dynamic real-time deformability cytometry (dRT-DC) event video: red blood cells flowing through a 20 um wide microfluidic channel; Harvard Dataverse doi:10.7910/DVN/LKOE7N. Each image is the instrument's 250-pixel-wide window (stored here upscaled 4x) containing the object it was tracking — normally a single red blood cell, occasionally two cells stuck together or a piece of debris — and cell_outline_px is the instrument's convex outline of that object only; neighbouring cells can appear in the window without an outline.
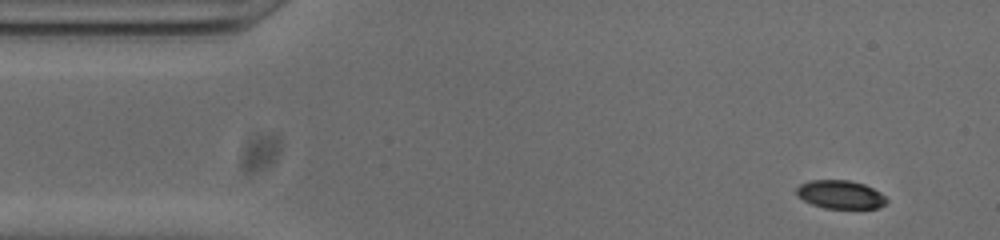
{"species": "common noctule bat (a hibernating species)", "species_latin": "Nyctalus noctula", "temperature_condition": "cold", "stored_images_in_passage": 50, "camera_frame_rate_fps": 3000, "um_per_image_px": 0.085, "animal": {"sex": "male", "body_mass_g": 20.0, "forearm_length_mm": 53.3}, "frame": {"image": 1, "passage_image": 1, "time_ms": 0.0, "image_size_px": [1000, 240], "cell_outline_px": [[888, 200], [884, 204], [876, 208], [824, 208], [812, 204], [804, 200], [796, 192], [796, 188], [800, 184], [808, 180], [848, 180], [864, 184], [880, 192]], "centroid_in_image_um": [71.42, 16.52], "position_along_channel_um": 13.6, "area_um2": 14.74}}
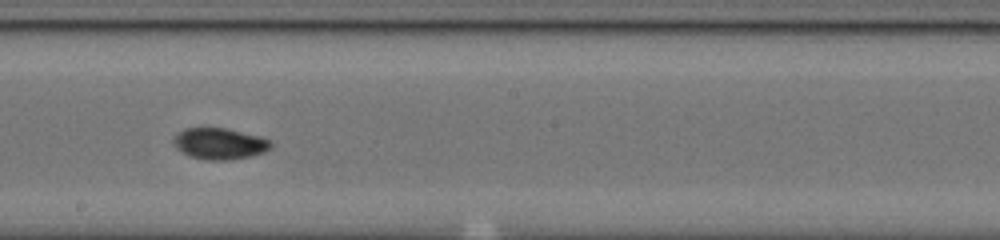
{"frame": {"image": 2, "passage_image": 25, "time_ms": 8.0, "image_size_px": [1000, 240], "cell_outline_px": [[272, 148], [264, 152], [252, 156], [224, 160], [204, 160], [188, 156], [176, 148], [172, 140], [184, 128], [228, 128], [260, 136], [272, 140]], "centroid_in_image_um": [18.7, 12.21], "position_along_channel_um": 229.5, "area_um2": 17.92}}
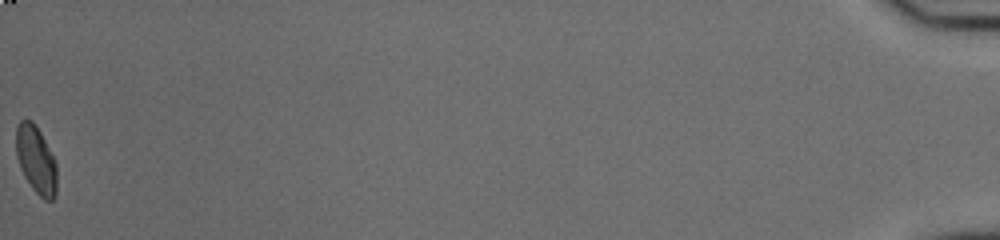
{"frame": {"image": 3, "passage_image": 50, "time_ms": 16.333, "image_size_px": [1000, 240], "cell_outline_px": [[56, 196], [52, 200], [44, 200], [32, 188], [24, 176], [20, 168], [16, 156], [16, 128], [20, 120], [32, 120], [40, 132], [56, 164]], "centroid_in_image_um": [3.04, 13.6], "position_along_channel_um": 432.2, "area_um2": 15.9}, "authors_computed_cell_mechanics": {"area_um2": 16.3863, "velocity_mm_per_s": 3.8085, "shape_relaxation_time_tau1_ms": 4.5084, "shape_relaxation_time_tau2_ms": 2.729, "deformation_change_tau1": 0.1276, "deformation_change_tau2": 0.0588}}